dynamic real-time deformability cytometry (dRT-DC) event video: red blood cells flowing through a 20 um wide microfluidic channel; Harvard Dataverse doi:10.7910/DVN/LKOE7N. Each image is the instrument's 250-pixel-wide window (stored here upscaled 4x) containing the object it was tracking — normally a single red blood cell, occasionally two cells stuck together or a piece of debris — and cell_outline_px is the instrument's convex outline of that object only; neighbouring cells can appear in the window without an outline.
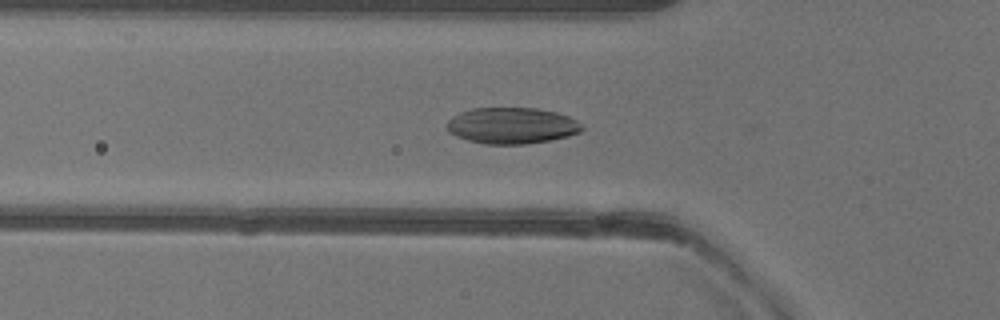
{"species": "common noctule bat (a hibernating species)", "species_latin": "Nyctalus noctula", "temperature_condition": "warm", "stored_images_in_passage": 50, "camera_frame_rate_fps": 3000, "um_per_image_px": 0.085, "animal": {"sex": "female"}, "frame": {"image": 1, "passage_image": 16, "time_ms": 5.0, "image_size_px": [1000, 320], "cell_outline_px": [[584, 128], [580, 132], [568, 136], [552, 140], [524, 144], [484, 144], [468, 140], [456, 136], [448, 132], [444, 128], [448, 120], [452, 116], [460, 112], [472, 108], [536, 108], [556, 112], [568, 116], [576, 120]], "centroid_in_image_um": [43.47, 10.68], "position_along_channel_um": 82.3, "area_um2": 28.73}}
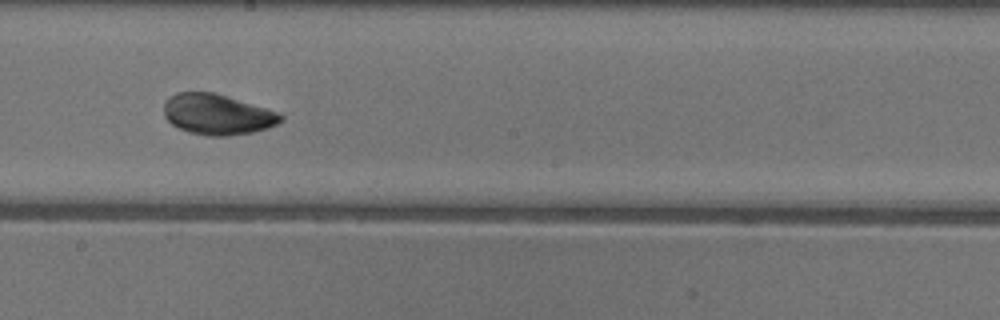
{"frame": {"image": 2, "passage_image": 27, "time_ms": 8.667, "image_size_px": [1000, 320], "cell_outline_px": [[284, 120], [268, 128], [252, 132], [228, 136], [208, 136], [188, 132], [172, 124], [164, 116], [164, 104], [168, 96], [176, 92], [212, 92], [264, 108], [276, 112], [284, 116]], "centroid_in_image_um": [18.43, 9.73], "position_along_channel_um": 229.8, "area_um2": 27.4}}
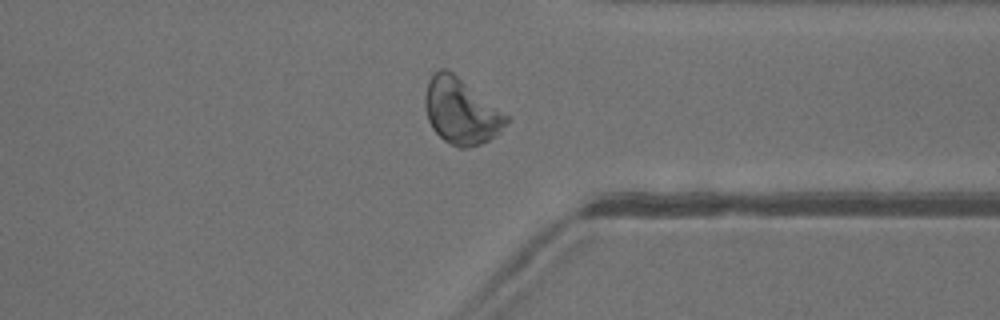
{"frame": {"image": 3, "passage_image": 38, "time_ms": 12.333, "image_size_px": [1000, 320], "cell_outline_px": [[512, 116], [500, 132], [496, 136], [480, 144], [468, 148], [460, 148], [444, 140], [432, 128], [428, 120], [424, 104], [424, 96], [428, 80], [440, 68], [444, 68], [452, 72]], "centroid_in_image_um": [39.22, 9.45], "position_along_channel_um": 372.2, "area_um2": 31.39}}